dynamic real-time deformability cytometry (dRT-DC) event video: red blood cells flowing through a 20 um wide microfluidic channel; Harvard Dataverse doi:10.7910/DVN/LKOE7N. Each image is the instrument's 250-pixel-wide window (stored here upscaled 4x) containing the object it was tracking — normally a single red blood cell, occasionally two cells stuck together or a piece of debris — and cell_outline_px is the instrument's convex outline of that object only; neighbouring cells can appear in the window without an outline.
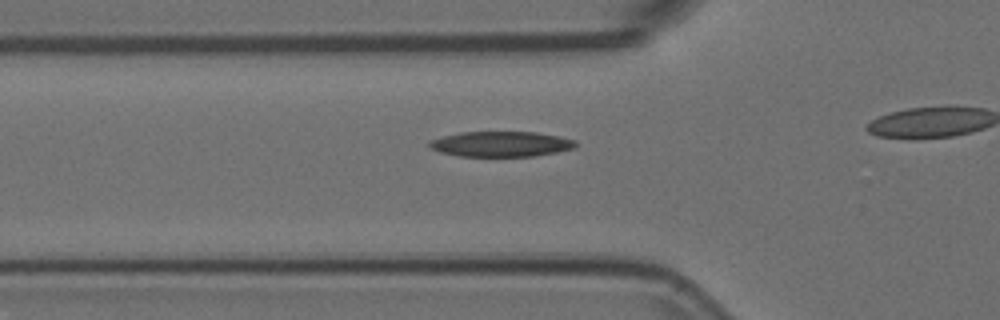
{"species": "Egyptian fruit bat (a non-hibernating species)", "species_latin": "Rousettus aegyptiacus", "temperature_condition": "room temperature", "stored_images_in_passage": 13, "camera_frame_rate_fps": 3000, "um_per_image_px": 0.085, "animal": {"sex": "female"}, "frame": {"image": 1, "passage_image": 8, "time_ms": 2.333, "image_size_px": [1000, 320], "cell_outline_px": [[576, 144], [572, 148], [556, 152], [532, 156], [460, 156], [440, 152], [432, 148], [428, 144], [432, 140], [444, 136], [460, 132], [536, 132], [560, 136], [576, 140]], "centroid_in_image_um": [42.6, 12.24], "position_along_channel_um": 83.2, "area_um2": 21.33}}
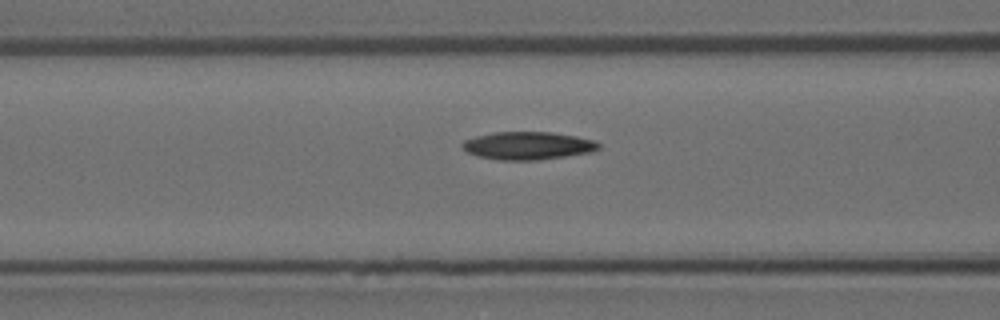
{"frame": {"image": 2, "passage_image": 11, "time_ms": 3.333, "image_size_px": [1000, 320], "cell_outline_px": [[600, 148], [592, 152], [540, 160], [500, 160], [476, 156], [468, 152], [460, 144], [464, 140], [476, 136], [496, 132], [552, 132], [576, 136], [596, 140], [600, 144]], "centroid_in_image_um": [44.9, 12.38], "position_along_channel_um": 121.7, "area_um2": 22.25}}